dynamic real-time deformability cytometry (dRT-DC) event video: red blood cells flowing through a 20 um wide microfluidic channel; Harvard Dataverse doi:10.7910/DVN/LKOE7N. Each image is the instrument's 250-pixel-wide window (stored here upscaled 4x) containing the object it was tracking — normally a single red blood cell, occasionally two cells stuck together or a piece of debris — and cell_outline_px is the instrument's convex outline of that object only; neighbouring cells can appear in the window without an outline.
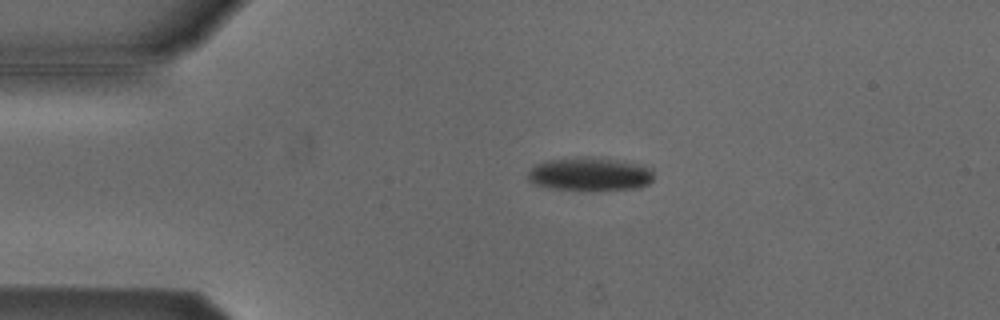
{"species": "Egyptian fruit bat (a non-hibernating species)", "species_latin": "Rousettus aegyptiacus", "temperature_condition": "cold", "stored_images_in_passage": 5, "camera_frame_rate_fps": 3000, "um_per_image_px": 0.085, "animal": {"sex": "male"}, "frame": {"image": 1, "passage_image": 4, "time_ms": 1.0, "image_size_px": [1000, 320], "cell_outline_px": [[652, 180], [648, 184], [636, 188], [592, 192], [552, 188], [536, 184], [528, 180], [528, 172], [536, 164], [544, 160], [580, 156], [592, 156], [624, 160], [644, 164], [652, 168]], "centroid_in_image_um": [50.18, 14.79], "position_along_channel_um": 34.8, "area_um2": 25.49}}